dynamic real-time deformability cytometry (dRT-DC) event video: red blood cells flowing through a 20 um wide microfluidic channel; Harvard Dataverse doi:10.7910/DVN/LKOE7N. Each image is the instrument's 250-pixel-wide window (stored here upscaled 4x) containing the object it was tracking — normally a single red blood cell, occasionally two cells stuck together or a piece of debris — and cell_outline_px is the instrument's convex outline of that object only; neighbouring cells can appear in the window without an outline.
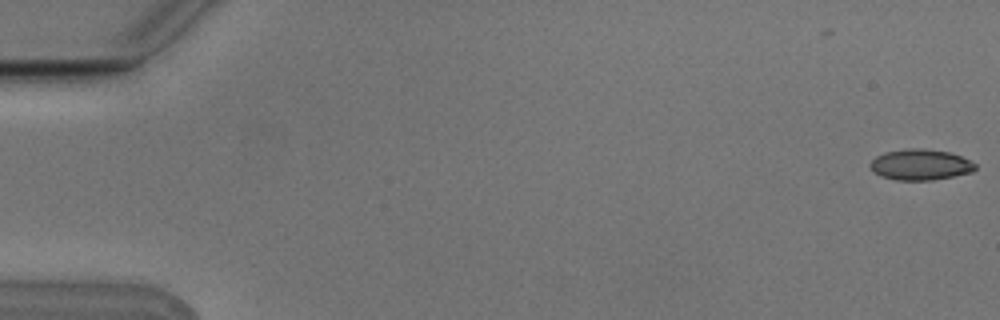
{"species": "Egyptian fruit bat (a non-hibernating species)", "species_latin": "Rousettus aegyptiacus", "temperature_condition": "cold", "stored_images_in_passage": 8, "camera_frame_rate_fps": 3000, "um_per_image_px": 0.085, "animal": {"sex": "male"}, "frame": {"image": 1, "passage_image": 1, "time_ms": 0.0, "image_size_px": [1000, 320], "cell_outline_px": [[976, 168], [972, 172], [932, 180], [896, 180], [880, 176], [872, 172], [868, 164], [876, 156], [884, 152], [904, 148], [924, 148], [948, 152], [960, 156], [976, 164]], "centroid_in_image_um": [78.17, 13.99], "position_along_channel_um": 6.8, "area_um2": 19.02}}
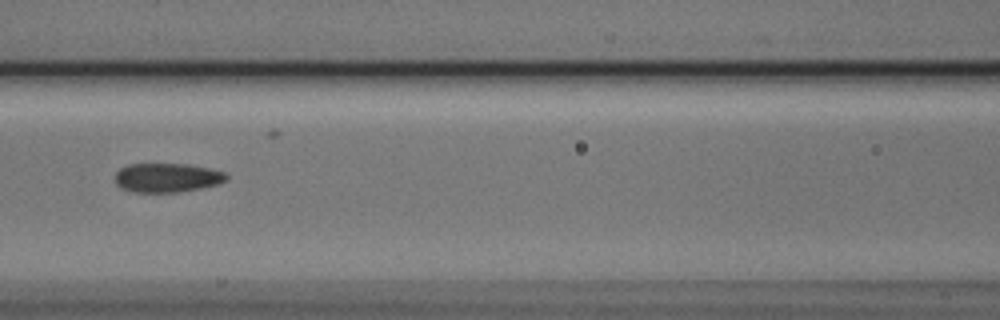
{"frame": {"image": 2, "passage_image": 7, "time_ms": 2.0, "image_size_px": [1000, 320], "cell_outline_px": [[228, 180], [220, 184], [204, 188], [180, 192], [136, 192], [120, 188], [116, 184], [116, 172], [120, 168], [128, 164], [188, 164], [208, 168], [224, 172], [228, 176]], "centroid_in_image_um": [14.23, 15.11], "position_along_channel_um": 152.4, "area_um2": 19.07}}